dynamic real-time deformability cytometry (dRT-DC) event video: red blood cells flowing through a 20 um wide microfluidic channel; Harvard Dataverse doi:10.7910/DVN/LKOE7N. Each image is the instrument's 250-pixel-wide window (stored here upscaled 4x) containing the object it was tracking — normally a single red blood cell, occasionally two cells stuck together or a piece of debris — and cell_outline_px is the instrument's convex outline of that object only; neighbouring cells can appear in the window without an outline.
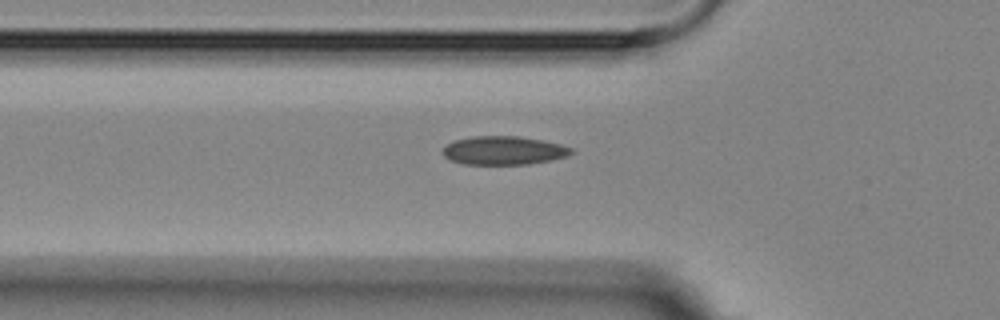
{"species": "Egyptian fruit bat (a non-hibernating species)", "species_latin": "Rousettus aegyptiacus", "temperature_condition": "room temperature", "stored_images_in_passage": 7, "segment_of_instrument_passage": [2, 2], "camera_frame_rate_fps": 3000, "um_per_image_px": 0.085, "animal": {"sex": "female"}, "frame": {"image": 1, "passage_image": 7, "time_ms": 7.667, "image_size_px": [1000, 320], "cell_outline_px": [[572, 152], [568, 156], [528, 164], [464, 164], [448, 160], [444, 156], [444, 148], [448, 144], [456, 140], [472, 136], [520, 136], [560, 144], [572, 148]], "centroid_in_image_um": [42.8, 12.79], "position_along_channel_um": 83.0, "area_um2": 21.15}}